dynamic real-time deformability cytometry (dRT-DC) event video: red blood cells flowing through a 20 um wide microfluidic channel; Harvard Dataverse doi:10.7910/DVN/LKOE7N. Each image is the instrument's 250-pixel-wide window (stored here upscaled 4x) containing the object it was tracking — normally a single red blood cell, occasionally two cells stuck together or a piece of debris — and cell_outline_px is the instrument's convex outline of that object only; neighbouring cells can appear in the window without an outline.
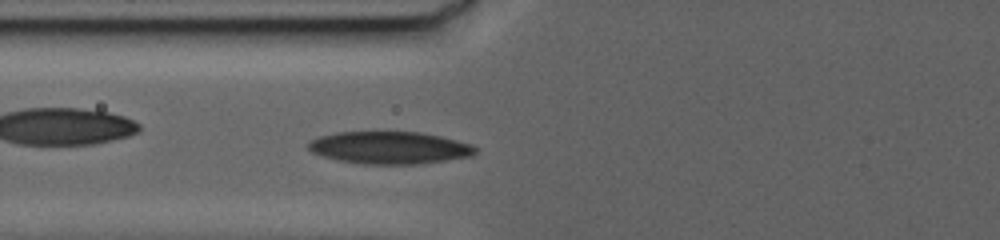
{"species": "human", "species_latin": "Homo sapiens", "temperature_condition": "warm", "stored_images_in_passage": 58, "camera_frame_rate_fps": 3000, "um_per_image_px": 0.085, "donor": {"sex": "female"}, "frame": {"image": 1, "passage_image": 25, "time_ms": 20.0, "image_size_px": [1000, 240], "cell_outline_px": [[476, 152], [472, 156], [416, 164], [360, 164], [336, 160], [312, 152], [308, 148], [308, 140], [320, 136], [336, 132], [420, 132], [440, 136], [472, 144], [476, 148]], "centroid_in_image_um": [33.08, 12.55], "position_along_channel_um": 92.7, "area_um2": 31.5}}
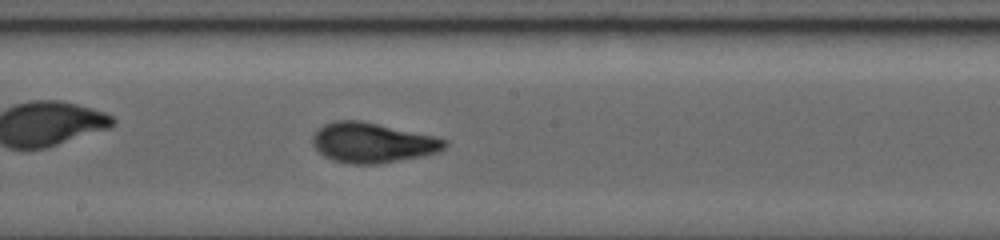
{"frame": {"image": 2, "passage_image": 35, "time_ms": 28.667, "image_size_px": [1000, 240], "cell_outline_px": [[448, 144], [440, 152], [424, 156], [380, 164], [348, 164], [332, 160], [324, 156], [312, 144], [312, 136], [316, 128], [324, 124], [336, 120], [360, 120], [436, 136], [448, 140]], "centroid_in_image_um": [31.67, 12.13], "position_along_channel_um": 216.5, "area_um2": 31.27}}
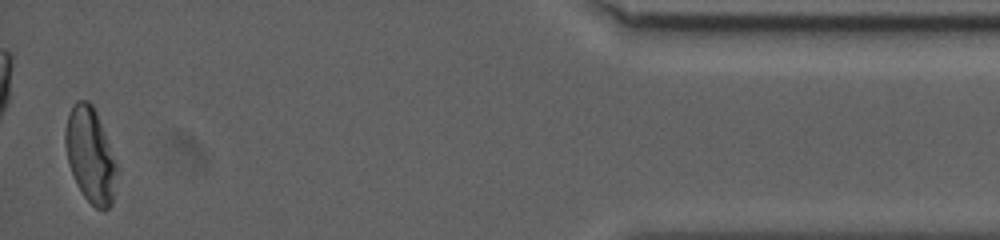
{"frame": {"image": 3, "passage_image": 58, "time_ms": 47.333, "image_size_px": [1000, 240], "cell_outline_px": [[120, 168], [112, 204], [104, 212], [96, 208], [84, 196], [76, 184], [68, 164], [64, 144], [64, 132], [68, 112], [72, 104], [76, 100], [88, 100], [92, 104], [96, 112]], "centroid_in_image_um": [7.69, 13.2], "position_along_channel_um": 427.5, "area_um2": 29.3}}